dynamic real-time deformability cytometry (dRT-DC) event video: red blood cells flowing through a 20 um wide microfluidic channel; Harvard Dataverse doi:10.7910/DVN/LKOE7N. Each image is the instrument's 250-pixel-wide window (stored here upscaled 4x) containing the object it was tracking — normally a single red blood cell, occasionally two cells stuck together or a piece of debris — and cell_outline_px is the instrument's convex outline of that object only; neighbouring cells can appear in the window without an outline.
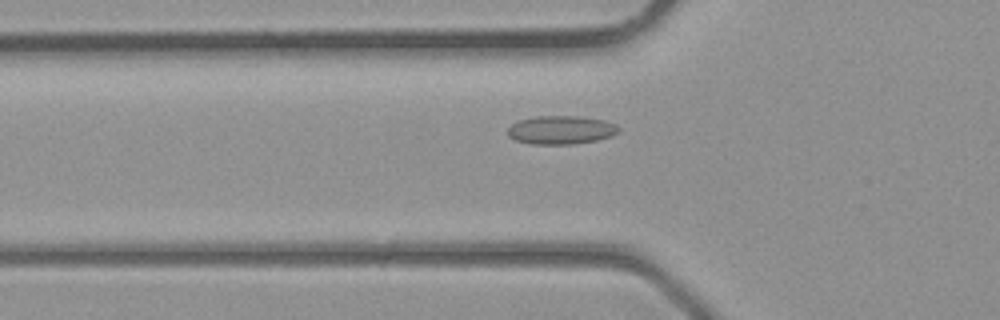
{"species": "common noctule bat (a hibernating species)", "species_latin": "Nyctalus noctula", "temperature_condition": "room temperature", "stored_images_in_passage": 32, "camera_frame_rate_fps": 3000, "um_per_image_px": 0.085, "animal": {"sex": "male", "body_mass_g": 23.1, "forearm_length_mm": 52.7}, "frame": {"image": 1, "passage_image": 7, "time_ms": 2.0, "image_size_px": [1000, 320], "cell_outline_px": [[620, 128], [612, 136], [596, 140], [572, 144], [532, 144], [516, 140], [508, 136], [508, 128], [512, 124], [520, 120], [536, 116], [580, 116], [604, 120], [616, 124]], "centroid_in_image_um": [47.69, 11.04], "position_along_channel_um": 78.1, "area_um2": 18.32}}
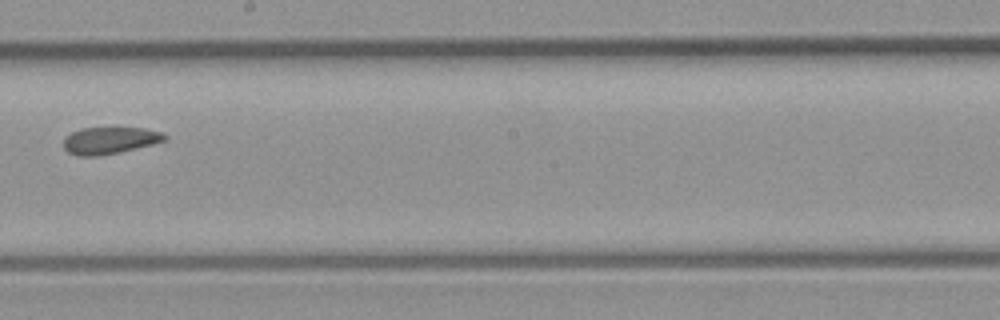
{"frame": {"image": 2, "passage_image": 16, "time_ms": 5.0, "image_size_px": [1000, 320], "cell_outline_px": [[168, 136], [164, 140], [152, 144], [100, 156], [76, 156], [68, 152], [64, 148], [64, 140], [72, 132], [80, 128], [144, 128], [160, 132]], "centroid_in_image_um": [9.29, 11.94], "position_along_channel_um": 238.9, "area_um2": 15.61}}
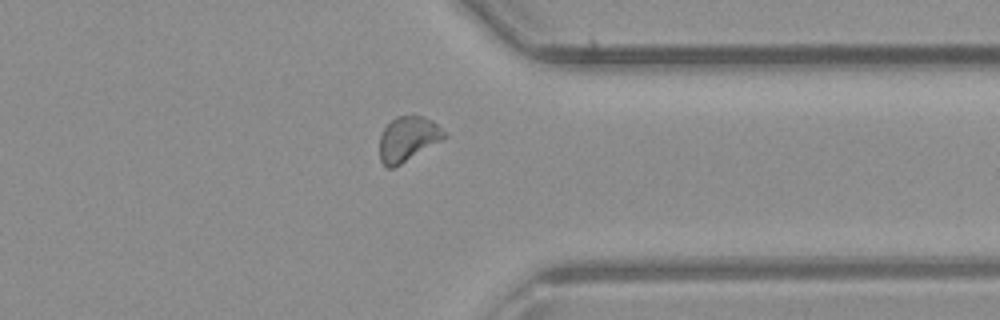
{"frame": {"image": 3, "passage_image": 24, "time_ms": 7.667, "image_size_px": [1000, 320], "cell_outline_px": [[448, 136], [400, 164], [392, 168], [388, 168], [380, 160], [380, 136], [384, 128], [396, 116], [420, 116], [432, 120]], "centroid_in_image_um": [34.65, 11.8], "position_along_channel_um": 376.8, "area_um2": 16.42}}